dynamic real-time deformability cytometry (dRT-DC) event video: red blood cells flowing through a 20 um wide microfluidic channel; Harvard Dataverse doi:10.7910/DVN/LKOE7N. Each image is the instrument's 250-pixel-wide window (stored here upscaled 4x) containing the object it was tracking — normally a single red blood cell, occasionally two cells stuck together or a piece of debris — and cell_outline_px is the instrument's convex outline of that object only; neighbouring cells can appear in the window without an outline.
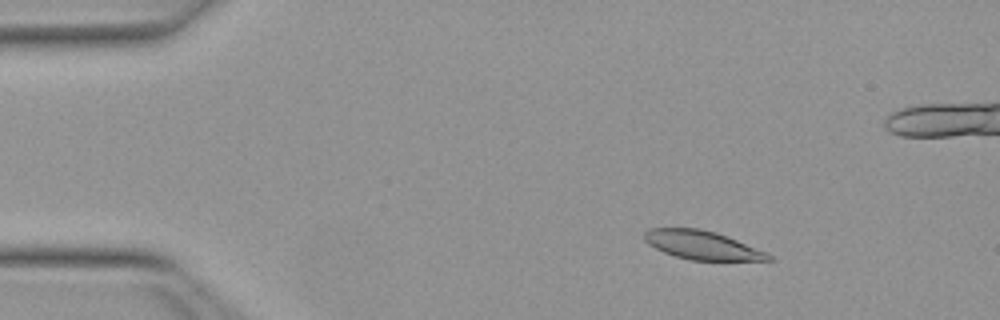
{"species": "Egyptian fruit bat (a non-hibernating species)", "species_latin": "Rousettus aegyptiacus", "temperature_condition": "warm", "stored_images_in_passage": 53, "camera_frame_rate_fps": 3000, "um_per_image_px": 0.085, "animal": {"sex": "female"}, "frame": {"image": 1, "passage_image": 8, "time_ms": 2.333, "image_size_px": [1000, 320], "cell_outline_px": [[776, 260], [692, 260], [676, 256], [664, 252], [648, 244], [644, 240], [644, 232], [648, 228], [700, 228], [716, 232], [768, 252]], "centroid_in_image_um": [59.69, 20.83], "position_along_channel_um": 25.3, "area_um2": 20.69}}
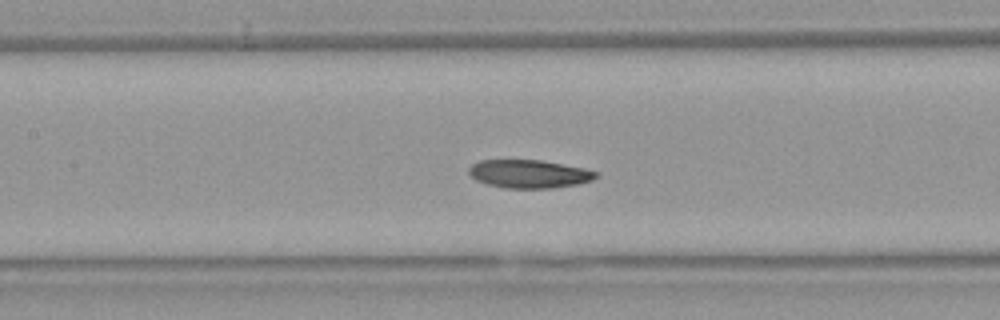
{"frame": {"image": 2, "passage_image": 24, "time_ms": 7.667, "image_size_px": [1000, 320], "cell_outline_px": [[600, 176], [592, 180], [580, 184], [552, 188], [504, 188], [488, 184], [476, 180], [468, 172], [468, 168], [472, 164], [480, 160], [540, 160], [584, 168], [600, 172]], "centroid_in_image_um": [45.02, 14.78], "position_along_channel_um": 162.4, "area_um2": 21.04}}
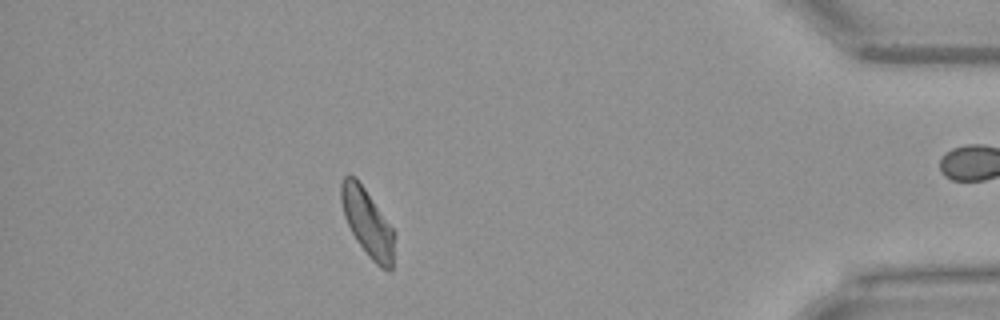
{"frame": {"image": 3, "passage_image": 46, "time_ms": 15.0, "image_size_px": [1000, 320], "cell_outline_px": [[396, 232], [392, 268], [388, 272], [380, 268], [368, 256], [356, 240], [344, 216], [340, 200], [340, 184], [344, 176], [356, 176]], "centroid_in_image_um": [31.25, 18.94], "position_along_channel_um": 403.9, "area_um2": 21.21}, "authors_computed_cell_mechanics": {"area_um2": 21.3282, "velocity_mm_per_s": 3.9402, "shape_relaxation_time_tau1_ms": 4.1043, "shape_relaxation_time_tau2_ms": 4.0518, "deformation_change_tau1": 0.1477, "deformation_change_tau2": 0.1067}}